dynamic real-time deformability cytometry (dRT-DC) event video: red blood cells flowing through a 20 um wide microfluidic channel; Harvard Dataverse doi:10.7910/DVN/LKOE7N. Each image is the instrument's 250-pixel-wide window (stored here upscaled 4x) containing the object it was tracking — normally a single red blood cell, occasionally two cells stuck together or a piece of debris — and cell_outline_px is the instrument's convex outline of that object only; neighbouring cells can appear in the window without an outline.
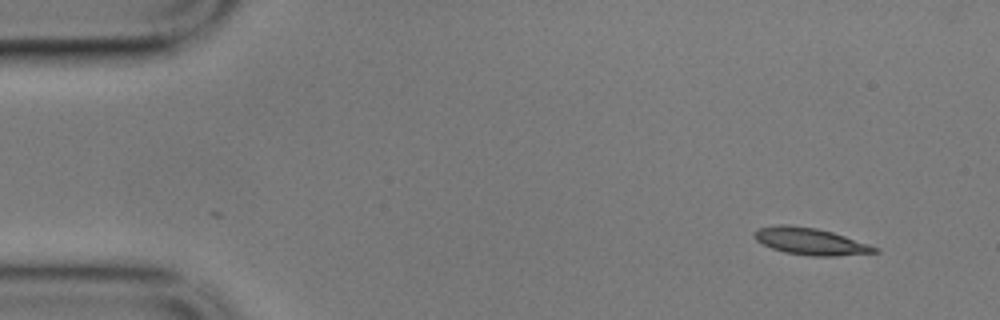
{"species": "common noctule bat (a hibernating species)", "species_latin": "Nyctalus noctula", "temperature_condition": "cold", "stored_images_in_passage": 53, "camera_frame_rate_fps": 3000, "um_per_image_px": 0.085, "animal": {"sex": "male", "body_mass_g": 17.9}, "frame": {"image": 1, "passage_image": 1, "time_ms": 0.0, "image_size_px": [1000, 320], "cell_outline_px": [[880, 252], [836, 256], [812, 256], [784, 252], [772, 248], [756, 240], [752, 236], [752, 232], [760, 228], [776, 224], [788, 224], [816, 228], [832, 232], [880, 248]], "centroid_in_image_um": [68.86, 20.51], "position_along_channel_um": 16.1, "area_um2": 18.9}}
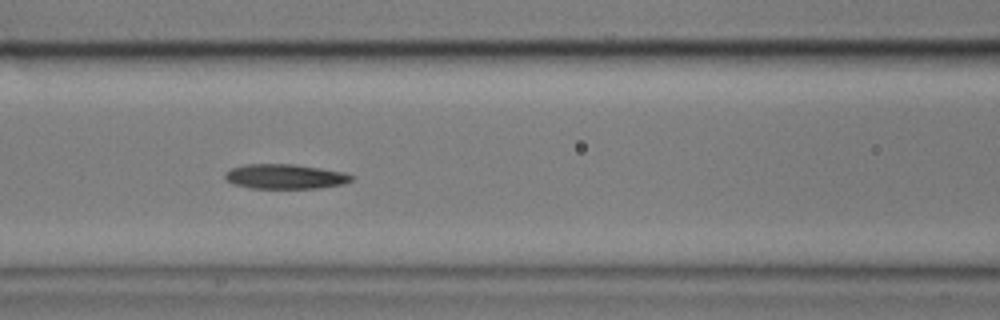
{"frame": {"image": 2, "passage_image": 20, "time_ms": 6.333, "image_size_px": [1000, 320], "cell_outline_px": [[356, 176], [352, 180], [344, 184], [320, 188], [248, 188], [232, 184], [224, 176], [224, 172], [232, 168], [244, 164], [296, 164], [344, 172]], "centroid_in_image_um": [24.25, 15.0], "position_along_channel_um": 142.4, "area_um2": 18.44}}
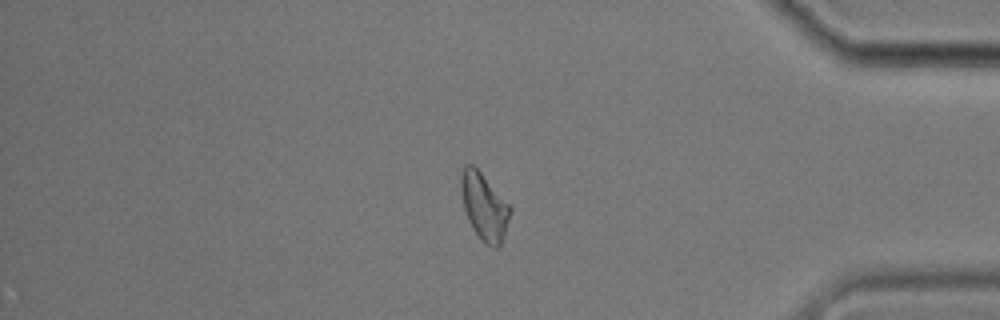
{"frame": {"image": 3, "passage_image": 44, "time_ms": 14.333, "image_size_px": [1000, 320], "cell_outline_px": [[512, 212], [500, 248], [496, 248], [484, 244], [480, 240], [472, 228], [468, 220], [464, 208], [460, 188], [460, 176], [464, 164], [472, 164], [480, 172], [512, 208]], "centroid_in_image_um": [41.15, 17.6], "position_along_channel_um": 394.0, "area_um2": 19.31}, "authors_computed_cell_mechanics": {"area_um2": 18.785, "velocity_mm_per_s": 3.5052, "shape_relaxation_time_tau1_ms": null, "shape_relaxation_time_tau2_ms": 5.6712, "deformation_change_tau1": null, "deformation_change_tau2": 0.1399}}